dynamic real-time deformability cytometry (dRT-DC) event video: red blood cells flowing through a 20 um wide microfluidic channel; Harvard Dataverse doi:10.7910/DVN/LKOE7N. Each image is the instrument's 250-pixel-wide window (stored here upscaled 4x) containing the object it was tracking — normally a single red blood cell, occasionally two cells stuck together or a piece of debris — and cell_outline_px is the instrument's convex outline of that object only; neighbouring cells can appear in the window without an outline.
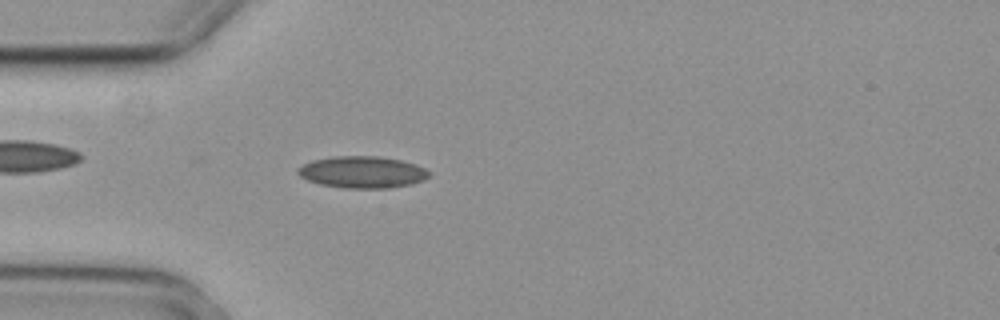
{"species": "common noctule bat (a hibernating species)", "species_latin": "Nyctalus noctula", "temperature_condition": "cold", "stored_images_in_passage": 3, "camera_frame_rate_fps": 3000, "um_per_image_px": 0.085, "animal": {"sex": "female", "body_mass_g": 29.2, "forearm_length_mm": 56.3}, "frame": {"image": 1, "passage_image": 3, "time_ms": 0.667, "image_size_px": [1000, 320], "cell_outline_px": [[432, 172], [424, 180], [412, 184], [388, 188], [344, 188], [320, 184], [308, 180], [300, 176], [296, 172], [296, 168], [312, 160], [332, 156], [376, 156], [400, 160], [416, 164]], "centroid_in_image_um": [30.79, 14.63], "position_along_channel_um": 54.2, "area_um2": 24.39}}